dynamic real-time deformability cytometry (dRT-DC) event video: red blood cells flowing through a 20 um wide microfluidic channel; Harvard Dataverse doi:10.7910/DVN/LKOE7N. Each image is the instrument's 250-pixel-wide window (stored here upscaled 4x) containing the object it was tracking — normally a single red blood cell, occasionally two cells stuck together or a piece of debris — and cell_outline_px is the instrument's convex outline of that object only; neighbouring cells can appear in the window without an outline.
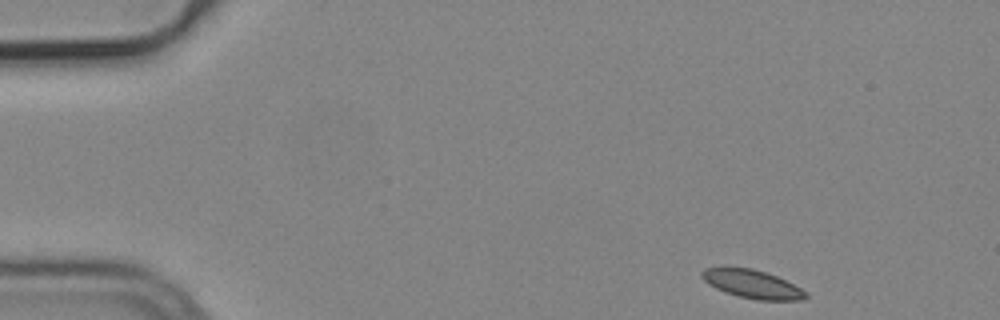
{"species": "common noctule bat (a hibernating species)", "species_latin": "Nyctalus noctula", "temperature_condition": "cold", "stored_images_in_passage": 49, "camera_frame_rate_fps": 3000, "um_per_image_px": 0.085, "animal": {"sex": "male", "body_mass_g": 19.2, "forearm_length_mm": 51.8}, "frame": {"image": 1, "passage_image": 1, "time_ms": 0.0, "image_size_px": [1000, 320], "cell_outline_px": [[808, 296], [804, 300], [756, 300], [724, 292], [708, 284], [700, 276], [700, 272], [704, 268], [752, 268], [768, 272], [808, 292]], "centroid_in_image_um": [63.95, 24.15], "position_along_channel_um": 21.1, "area_um2": 17.11}}
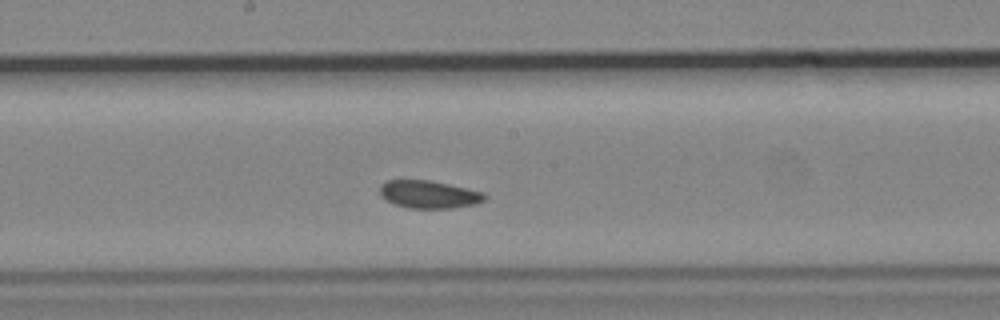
{"frame": {"image": 2, "passage_image": 24, "time_ms": 7.667, "image_size_px": [1000, 320], "cell_outline_px": [[488, 196], [484, 200], [476, 204], [452, 208], [408, 208], [392, 204], [384, 200], [380, 196], [380, 184], [388, 180], [428, 180], [448, 184], [484, 192]], "centroid_in_image_um": [36.43, 16.53], "position_along_channel_um": 211.8, "area_um2": 17.11}}
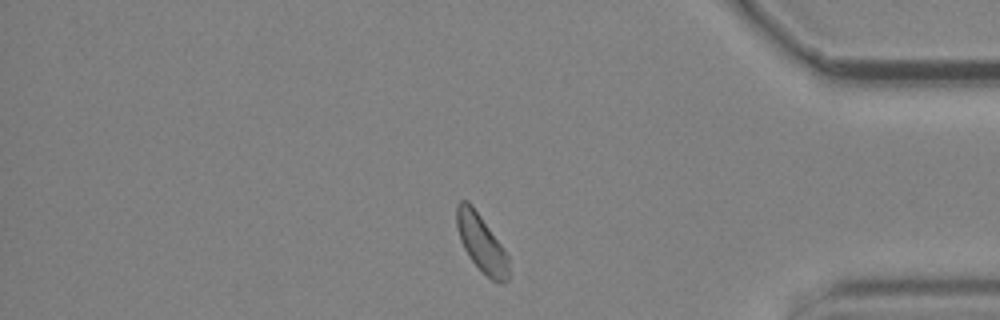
{"frame": {"image": 3, "passage_image": 41, "time_ms": 13.333, "image_size_px": [1000, 320], "cell_outline_px": [[508, 280], [504, 284], [500, 284], [492, 280], [468, 256], [460, 240], [456, 224], [456, 204], [460, 200], [468, 200], [472, 204], [500, 244], [508, 256]], "centroid_in_image_um": [40.9, 20.65], "position_along_channel_um": 394.3, "area_um2": 17.17}, "authors_computed_cell_mechanics": {"area_um2": 17.3978, "velocity_mm_per_s": 3.721, "shape_relaxation_time_tau1_ms": null, "shape_relaxation_time_tau2_ms": 4.4587, "deformation_change_tau1": null, "deformation_change_tau2": 0.0972}}